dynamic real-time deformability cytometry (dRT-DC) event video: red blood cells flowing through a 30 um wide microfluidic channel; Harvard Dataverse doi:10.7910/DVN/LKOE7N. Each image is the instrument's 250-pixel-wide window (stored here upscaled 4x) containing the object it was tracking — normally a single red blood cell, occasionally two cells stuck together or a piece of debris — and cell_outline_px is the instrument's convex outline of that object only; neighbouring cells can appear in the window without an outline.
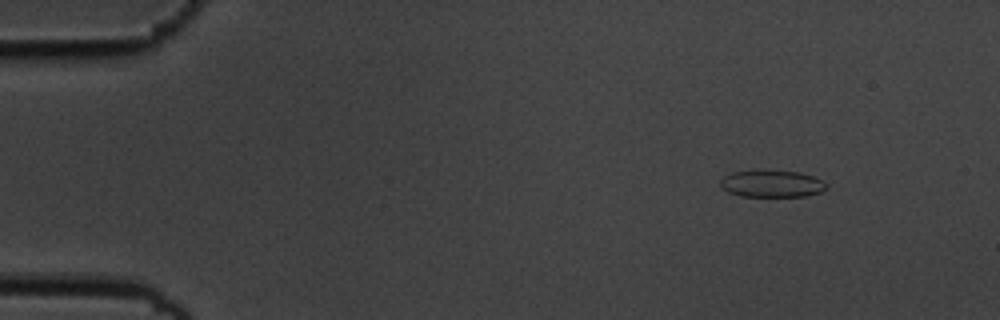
{"species": "common noctule bat (a hibernating species)", "species_latin": "Nyctalus noctula", "temperature_condition": "cold", "stored_images_in_passage": 4, "camera_frame_rate_fps": 3000, "um_per_image_px": 0.085, "animal": {"sex": "male", "body_mass_g": 19.5, "forearm_length_mm": 54.6}, "frame": {"image": 1, "passage_image": 2, "time_ms": 0.333, "image_size_px": [1000, 320], "cell_outline_px": [[828, 188], [820, 192], [808, 196], [740, 196], [728, 192], [720, 184], [720, 180], [724, 176], [732, 172], [768, 168], [800, 172], [812, 176], [828, 184]], "centroid_in_image_um": [65.61, 15.58], "position_along_channel_um": 19.4, "area_um2": 17.17}}